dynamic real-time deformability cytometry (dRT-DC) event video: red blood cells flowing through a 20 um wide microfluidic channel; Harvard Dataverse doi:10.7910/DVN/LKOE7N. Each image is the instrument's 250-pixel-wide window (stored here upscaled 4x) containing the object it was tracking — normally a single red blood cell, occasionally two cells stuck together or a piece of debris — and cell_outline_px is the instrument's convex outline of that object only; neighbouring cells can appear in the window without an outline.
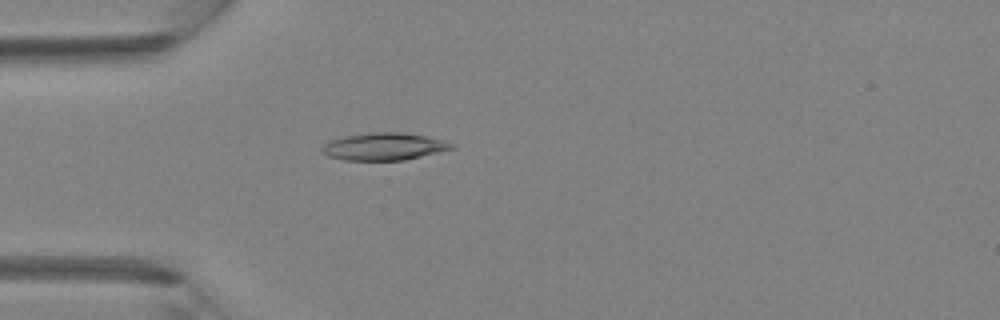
{"species": "Egyptian fruit bat (a non-hibernating species)", "species_latin": "Rousettus aegyptiacus", "temperature_condition": "room temperature", "stored_images_in_passage": 38, "camera_frame_rate_fps": 3000, "um_per_image_px": 0.085, "animal": {"sex": "female"}, "frame": {"image": 1, "passage_image": 7, "time_ms": 2.0, "image_size_px": [1000, 320], "cell_outline_px": [[456, 148], [404, 160], [344, 160], [328, 156], [320, 152], [320, 148], [324, 144], [332, 140], [344, 136], [372, 132], [400, 132], [424, 136], [440, 140], [452, 144]], "centroid_in_image_um": [32.58, 12.46], "position_along_channel_um": 52.4, "area_um2": 20.46}}
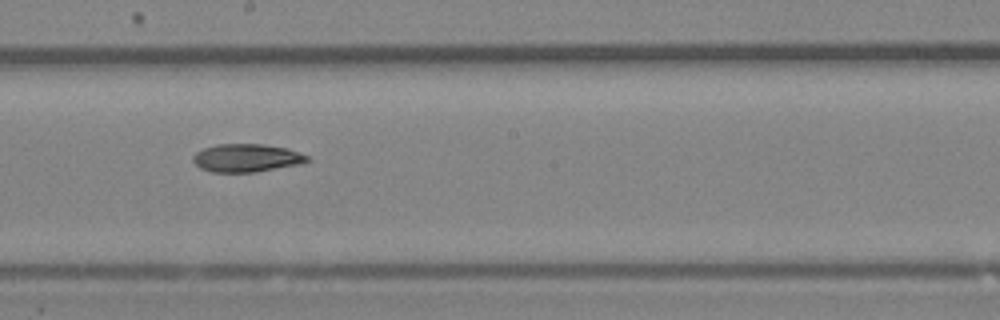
{"frame": {"image": 2, "passage_image": 19, "time_ms": 6.0, "image_size_px": [1000, 320], "cell_outline_px": [[312, 160], [304, 164], [256, 172], [212, 172], [200, 168], [192, 160], [192, 156], [196, 152], [204, 148], [216, 144], [264, 144], [288, 148], [308, 156]], "centroid_in_image_um": [21.0, 13.43], "position_along_channel_um": 227.2, "area_um2": 18.96}}
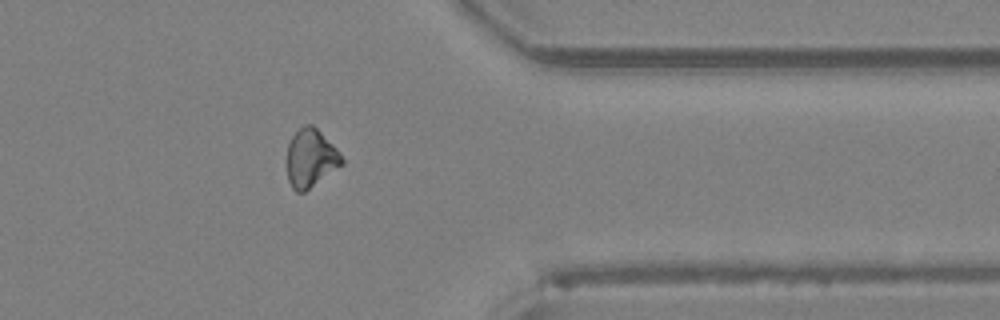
{"frame": {"image": 3, "passage_image": 30, "time_ms": 9.667, "image_size_px": [1000, 320], "cell_outline_px": [[344, 164], [304, 192], [296, 192], [292, 188], [288, 180], [284, 160], [288, 144], [292, 136], [304, 124], [312, 124], [340, 152], [344, 160]], "centroid_in_image_um": [26.37, 13.46], "position_along_channel_um": 385.0, "area_um2": 18.96}}